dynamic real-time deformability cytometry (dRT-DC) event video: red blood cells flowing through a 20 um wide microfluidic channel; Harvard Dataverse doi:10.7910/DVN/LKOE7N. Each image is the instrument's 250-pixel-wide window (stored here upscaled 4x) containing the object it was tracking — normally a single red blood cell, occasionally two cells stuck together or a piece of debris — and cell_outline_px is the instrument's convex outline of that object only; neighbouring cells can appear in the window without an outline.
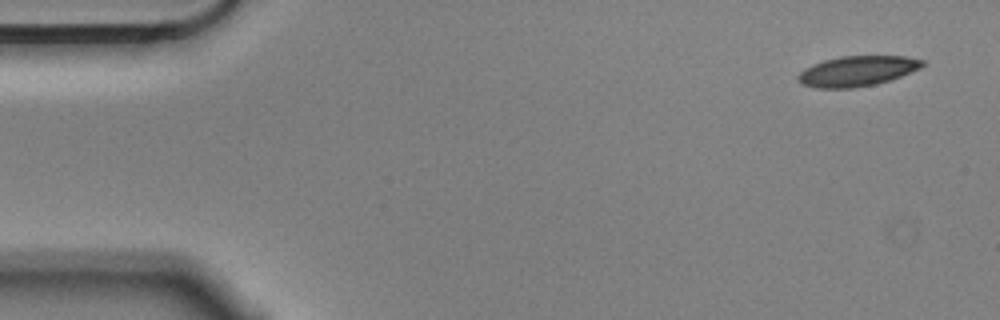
{"species": "Egyptian fruit bat (a non-hibernating species)", "species_latin": "Rousettus aegyptiacus", "temperature_condition": "cold", "stored_images_in_passage": 5, "camera_frame_rate_fps": 3000, "um_per_image_px": 0.085, "animal": {"sex": "male"}, "frame": {"image": 1, "passage_image": 1, "time_ms": 0.0, "image_size_px": [1000, 320], "cell_outline_px": [[924, 64], [920, 68], [900, 76], [876, 84], [852, 88], [816, 88], [804, 84], [796, 76], [804, 68], [812, 64], [824, 60], [840, 56], [904, 56], [924, 60]], "centroid_in_image_um": [72.84, 6.03], "position_along_channel_um": 12.2, "area_um2": 21.73}}
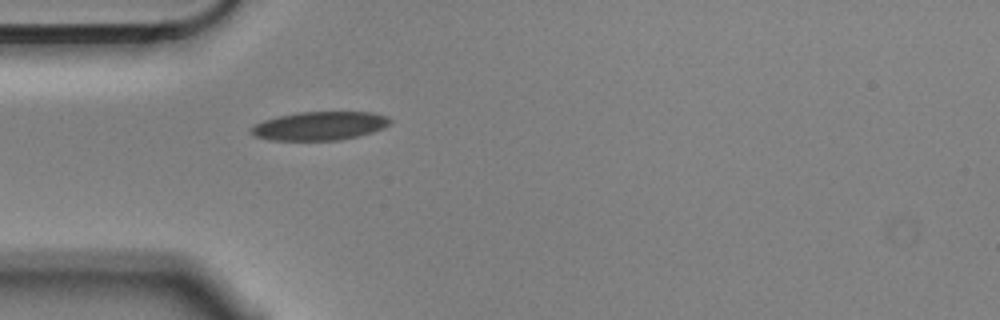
{"frame": {"image": 2, "passage_image": 5, "time_ms": 1.333, "image_size_px": [1000, 320], "cell_outline_px": [[392, 120], [384, 128], [372, 132], [340, 140], [268, 140], [252, 136], [248, 132], [248, 128], [264, 120], [276, 116], [296, 112], [372, 112], [388, 116]], "centroid_in_image_um": [27.11, 10.7], "position_along_channel_um": 57.9, "area_um2": 23.41}}